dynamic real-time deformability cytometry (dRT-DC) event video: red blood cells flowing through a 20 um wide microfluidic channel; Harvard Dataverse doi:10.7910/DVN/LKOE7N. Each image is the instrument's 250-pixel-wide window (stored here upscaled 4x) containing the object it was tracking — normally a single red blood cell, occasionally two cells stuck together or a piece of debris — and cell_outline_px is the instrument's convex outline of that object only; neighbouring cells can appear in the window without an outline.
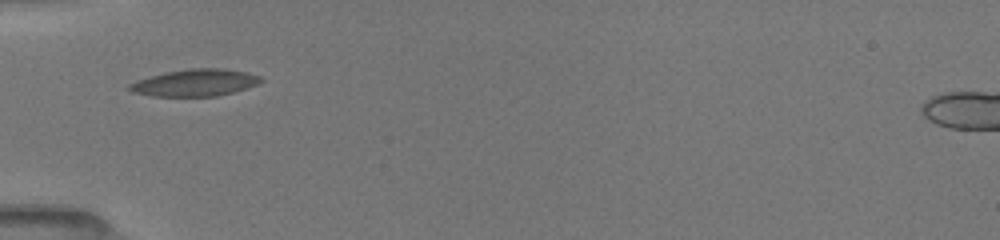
{"species": "common noctule bat (a hibernating species)", "species_latin": "Nyctalus noctula", "temperature_condition": "room temperature", "stored_images_in_passage": 2, "camera_frame_rate_fps": 3000, "um_per_image_px": 0.085, "animal": {"sex": "female", "body_mass_g": 19.5, "forearm_length_mm": 54.1}, "frame": {"image": 1, "passage_image": 1, "time_ms": 0.0, "image_size_px": [1000, 240], "cell_outline_px": [[264, 80], [256, 84], [236, 92], [216, 96], [152, 96], [132, 92], [128, 88], [128, 84], [136, 80], [168, 72], [188, 68], [224, 68], [248, 72], [260, 76]], "centroid_in_image_um": [16.6, 7.03], "position_along_channel_um": 68.4, "area_um2": 20.69}}